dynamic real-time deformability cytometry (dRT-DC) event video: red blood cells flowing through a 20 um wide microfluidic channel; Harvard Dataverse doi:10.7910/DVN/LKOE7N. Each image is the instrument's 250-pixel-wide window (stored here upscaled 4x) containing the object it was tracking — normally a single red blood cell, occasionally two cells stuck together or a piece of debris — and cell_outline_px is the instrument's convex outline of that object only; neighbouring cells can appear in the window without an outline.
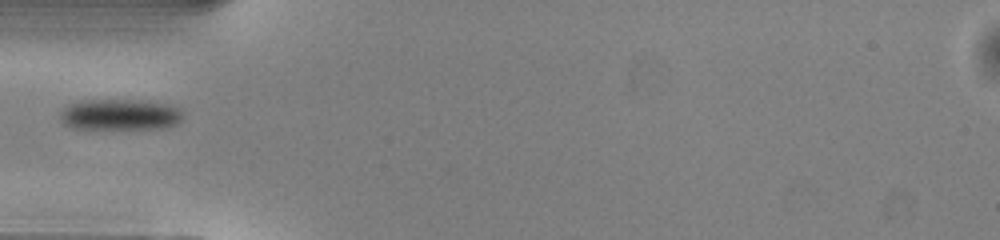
{"species": "common noctule bat (a hibernating species)", "species_latin": "Nyctalus noctula", "temperature_condition": "warm", "stored_images_in_passage": 35, "camera_frame_rate_fps": 3000, "um_per_image_px": 0.085, "animal": {"sex": "male", "body_mass_g": 13.0, "forearm_length_mm": 53.1}, "frame": {"image": 1, "passage_image": 1, "time_ms": 0.0, "image_size_px": [1000, 240], "cell_outline_px": [[180, 120], [176, 124], [164, 128], [72, 128], [64, 124], [60, 120], [60, 112], [64, 108], [80, 100], [148, 100], [164, 104], [176, 108], [180, 112]], "centroid_in_image_um": [10.14, 9.73], "position_along_channel_um": 74.9, "area_um2": 21.85}}
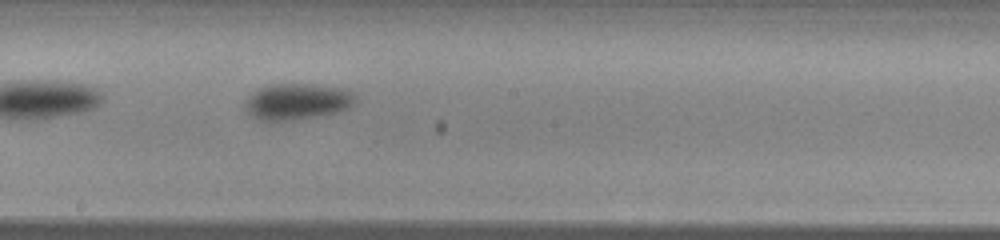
{"frame": {"image": 2, "passage_image": 12, "time_ms": 3.667, "image_size_px": [1000, 240], "cell_outline_px": [[356, 104], [348, 108], [336, 112], [292, 120], [260, 120], [252, 116], [248, 112], [244, 104], [248, 96], [260, 88], [268, 84], [316, 84], [340, 88], [352, 92], [356, 96]], "centroid_in_image_um": [25.27, 8.62], "position_along_channel_um": 222.9, "area_um2": 23.12}}
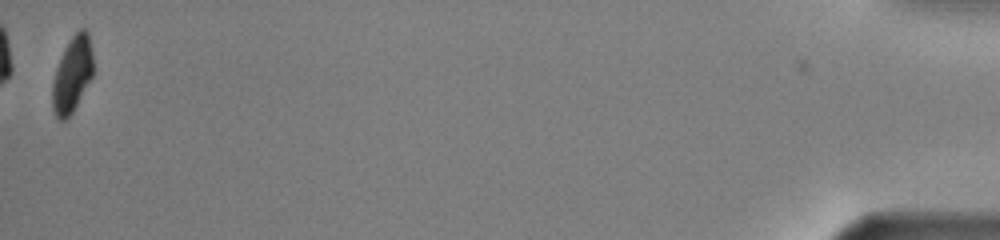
{"frame": {"image": 3, "passage_image": 35, "time_ms": 11.333, "image_size_px": [1000, 240], "cell_outline_px": [[92, 76], [72, 112], [64, 120], [60, 120], [56, 116], [52, 108], [52, 80], [56, 68], [64, 48], [72, 36], [80, 28], [84, 28], [88, 32], [92, 52]], "centroid_in_image_um": [6.12, 6.31], "position_along_channel_um": 429.1, "area_um2": 17.74}}